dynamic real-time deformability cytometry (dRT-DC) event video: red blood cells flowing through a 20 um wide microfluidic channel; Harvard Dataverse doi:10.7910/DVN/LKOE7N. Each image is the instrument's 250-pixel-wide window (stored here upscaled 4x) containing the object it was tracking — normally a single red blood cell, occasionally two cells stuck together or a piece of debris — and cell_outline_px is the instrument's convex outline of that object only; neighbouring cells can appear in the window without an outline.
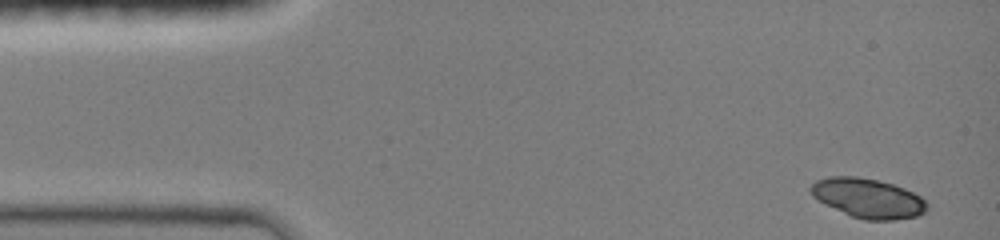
{"species": "common noctule bat (a hibernating species)", "species_latin": "Nyctalus noctula", "temperature_condition": "room temperature", "stored_images_in_passage": 40, "camera_frame_rate_fps": 3000, "um_per_image_px": 0.085, "animal": {"sex": "female", "body_mass_g": 19.0, "forearm_length_mm": 51.5}, "frame": {"image": 1, "passage_image": 1, "time_ms": 0.0, "image_size_px": [1000, 240], "cell_outline_px": [[928, 208], [924, 212], [916, 216], [896, 220], [864, 220], [852, 216], [824, 204], [812, 196], [808, 188], [816, 180], [832, 176], [856, 176], [876, 180], [892, 184], [904, 188], [920, 196], [928, 204]], "centroid_in_image_um": [73.76, 16.85], "position_along_channel_um": 11.2, "area_um2": 26.7}}